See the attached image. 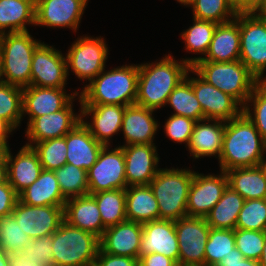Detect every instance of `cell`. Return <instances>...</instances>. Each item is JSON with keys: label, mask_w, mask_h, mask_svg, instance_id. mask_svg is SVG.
Segmentation results:
<instances>
[{"label": "cell", "mask_w": 266, "mask_h": 266, "mask_svg": "<svg viewBox=\"0 0 266 266\" xmlns=\"http://www.w3.org/2000/svg\"><path fill=\"white\" fill-rule=\"evenodd\" d=\"M191 66L184 60H175L171 54L159 62L138 64L136 105L157 110L166 106L168 96L186 77Z\"/></svg>", "instance_id": "6da1fadb"}, {"label": "cell", "mask_w": 266, "mask_h": 266, "mask_svg": "<svg viewBox=\"0 0 266 266\" xmlns=\"http://www.w3.org/2000/svg\"><path fill=\"white\" fill-rule=\"evenodd\" d=\"M265 153L266 141L246 114L225 122L220 170L259 166Z\"/></svg>", "instance_id": "7a4b0ae2"}, {"label": "cell", "mask_w": 266, "mask_h": 266, "mask_svg": "<svg viewBox=\"0 0 266 266\" xmlns=\"http://www.w3.org/2000/svg\"><path fill=\"white\" fill-rule=\"evenodd\" d=\"M138 65H122L105 69L82 89L80 105H122L136 103Z\"/></svg>", "instance_id": "3957f363"}, {"label": "cell", "mask_w": 266, "mask_h": 266, "mask_svg": "<svg viewBox=\"0 0 266 266\" xmlns=\"http://www.w3.org/2000/svg\"><path fill=\"white\" fill-rule=\"evenodd\" d=\"M194 170L160 169L149 183L157 199L160 219L176 221L187 216V200Z\"/></svg>", "instance_id": "277c9868"}, {"label": "cell", "mask_w": 266, "mask_h": 266, "mask_svg": "<svg viewBox=\"0 0 266 266\" xmlns=\"http://www.w3.org/2000/svg\"><path fill=\"white\" fill-rule=\"evenodd\" d=\"M42 42L29 31L0 34L3 82L21 88L30 86L33 53Z\"/></svg>", "instance_id": "5b68a950"}, {"label": "cell", "mask_w": 266, "mask_h": 266, "mask_svg": "<svg viewBox=\"0 0 266 266\" xmlns=\"http://www.w3.org/2000/svg\"><path fill=\"white\" fill-rule=\"evenodd\" d=\"M191 68L207 83L235 98L242 107L260 82L240 61H197Z\"/></svg>", "instance_id": "8992f818"}, {"label": "cell", "mask_w": 266, "mask_h": 266, "mask_svg": "<svg viewBox=\"0 0 266 266\" xmlns=\"http://www.w3.org/2000/svg\"><path fill=\"white\" fill-rule=\"evenodd\" d=\"M100 238L63 220L53 233V266H93Z\"/></svg>", "instance_id": "52a82bcc"}, {"label": "cell", "mask_w": 266, "mask_h": 266, "mask_svg": "<svg viewBox=\"0 0 266 266\" xmlns=\"http://www.w3.org/2000/svg\"><path fill=\"white\" fill-rule=\"evenodd\" d=\"M240 61L260 81L266 71V20L257 13H240Z\"/></svg>", "instance_id": "ba28073f"}, {"label": "cell", "mask_w": 266, "mask_h": 266, "mask_svg": "<svg viewBox=\"0 0 266 266\" xmlns=\"http://www.w3.org/2000/svg\"><path fill=\"white\" fill-rule=\"evenodd\" d=\"M108 45L105 39L100 37L81 36L72 43L67 51V74L69 69L80 79H95L106 67Z\"/></svg>", "instance_id": "9c48e42d"}, {"label": "cell", "mask_w": 266, "mask_h": 266, "mask_svg": "<svg viewBox=\"0 0 266 266\" xmlns=\"http://www.w3.org/2000/svg\"><path fill=\"white\" fill-rule=\"evenodd\" d=\"M178 238V266H205V246L210 226L203 217H182L175 221Z\"/></svg>", "instance_id": "30bf717a"}, {"label": "cell", "mask_w": 266, "mask_h": 266, "mask_svg": "<svg viewBox=\"0 0 266 266\" xmlns=\"http://www.w3.org/2000/svg\"><path fill=\"white\" fill-rule=\"evenodd\" d=\"M103 146L97 161L87 171L89 194L126 189L125 157L120 146Z\"/></svg>", "instance_id": "8fae6325"}, {"label": "cell", "mask_w": 266, "mask_h": 266, "mask_svg": "<svg viewBox=\"0 0 266 266\" xmlns=\"http://www.w3.org/2000/svg\"><path fill=\"white\" fill-rule=\"evenodd\" d=\"M64 56L58 49L42 42L33 53L30 85L65 88L68 74Z\"/></svg>", "instance_id": "7c38bea8"}, {"label": "cell", "mask_w": 266, "mask_h": 266, "mask_svg": "<svg viewBox=\"0 0 266 266\" xmlns=\"http://www.w3.org/2000/svg\"><path fill=\"white\" fill-rule=\"evenodd\" d=\"M227 186L225 171L220 170V175H204L195 171L188 192L187 216L205 218L221 199Z\"/></svg>", "instance_id": "4fadbf2b"}, {"label": "cell", "mask_w": 266, "mask_h": 266, "mask_svg": "<svg viewBox=\"0 0 266 266\" xmlns=\"http://www.w3.org/2000/svg\"><path fill=\"white\" fill-rule=\"evenodd\" d=\"M12 213L31 240L52 235L64 220V206H30L19 199Z\"/></svg>", "instance_id": "5bb4252c"}, {"label": "cell", "mask_w": 266, "mask_h": 266, "mask_svg": "<svg viewBox=\"0 0 266 266\" xmlns=\"http://www.w3.org/2000/svg\"><path fill=\"white\" fill-rule=\"evenodd\" d=\"M88 0H35V25L70 28L76 33Z\"/></svg>", "instance_id": "9a60e30c"}, {"label": "cell", "mask_w": 266, "mask_h": 266, "mask_svg": "<svg viewBox=\"0 0 266 266\" xmlns=\"http://www.w3.org/2000/svg\"><path fill=\"white\" fill-rule=\"evenodd\" d=\"M192 89L204 113V119L230 121L243 112L242 105L231 95L224 93L202 79L192 68ZM240 106V107H239Z\"/></svg>", "instance_id": "2e32d148"}, {"label": "cell", "mask_w": 266, "mask_h": 266, "mask_svg": "<svg viewBox=\"0 0 266 266\" xmlns=\"http://www.w3.org/2000/svg\"><path fill=\"white\" fill-rule=\"evenodd\" d=\"M74 100L73 98L57 112L32 119L25 131L28 140L26 144H36L47 139L63 137L80 123L81 113L75 114L72 107Z\"/></svg>", "instance_id": "e0dca14e"}, {"label": "cell", "mask_w": 266, "mask_h": 266, "mask_svg": "<svg viewBox=\"0 0 266 266\" xmlns=\"http://www.w3.org/2000/svg\"><path fill=\"white\" fill-rule=\"evenodd\" d=\"M128 186L149 185L155 178L160 157L154 144L122 145Z\"/></svg>", "instance_id": "ac0fdd59"}, {"label": "cell", "mask_w": 266, "mask_h": 266, "mask_svg": "<svg viewBox=\"0 0 266 266\" xmlns=\"http://www.w3.org/2000/svg\"><path fill=\"white\" fill-rule=\"evenodd\" d=\"M240 60V13L231 21L217 24L205 57L186 58L192 66L197 61L231 62Z\"/></svg>", "instance_id": "d6986e66"}, {"label": "cell", "mask_w": 266, "mask_h": 266, "mask_svg": "<svg viewBox=\"0 0 266 266\" xmlns=\"http://www.w3.org/2000/svg\"><path fill=\"white\" fill-rule=\"evenodd\" d=\"M125 107L122 105H80L81 121L91 135L104 146H111L110 139L121 131ZM91 115V122L84 121Z\"/></svg>", "instance_id": "ffe728a7"}, {"label": "cell", "mask_w": 266, "mask_h": 266, "mask_svg": "<svg viewBox=\"0 0 266 266\" xmlns=\"http://www.w3.org/2000/svg\"><path fill=\"white\" fill-rule=\"evenodd\" d=\"M22 90L23 116L25 114L29 116L27 124L35 117L63 109L73 98L79 95L76 90L72 94H68L64 88L36 87L33 85L24 87Z\"/></svg>", "instance_id": "44dd1931"}, {"label": "cell", "mask_w": 266, "mask_h": 266, "mask_svg": "<svg viewBox=\"0 0 266 266\" xmlns=\"http://www.w3.org/2000/svg\"><path fill=\"white\" fill-rule=\"evenodd\" d=\"M160 253L178 264L179 245L175 221L158 219L143 224L140 256Z\"/></svg>", "instance_id": "7402d4cb"}, {"label": "cell", "mask_w": 266, "mask_h": 266, "mask_svg": "<svg viewBox=\"0 0 266 266\" xmlns=\"http://www.w3.org/2000/svg\"><path fill=\"white\" fill-rule=\"evenodd\" d=\"M143 224L124 221L107 227L100 238V249L108 254L139 259Z\"/></svg>", "instance_id": "603a6c76"}, {"label": "cell", "mask_w": 266, "mask_h": 266, "mask_svg": "<svg viewBox=\"0 0 266 266\" xmlns=\"http://www.w3.org/2000/svg\"><path fill=\"white\" fill-rule=\"evenodd\" d=\"M13 157L8 146L5 149L8 183L19 195L38 179L43 168L37 153L30 146L23 145Z\"/></svg>", "instance_id": "cb8c5ba5"}, {"label": "cell", "mask_w": 266, "mask_h": 266, "mask_svg": "<svg viewBox=\"0 0 266 266\" xmlns=\"http://www.w3.org/2000/svg\"><path fill=\"white\" fill-rule=\"evenodd\" d=\"M155 110L148 109L136 104L126 106L122 121L125 143L132 144H155L154 136L160 124L154 119Z\"/></svg>", "instance_id": "d4e9b609"}, {"label": "cell", "mask_w": 266, "mask_h": 266, "mask_svg": "<svg viewBox=\"0 0 266 266\" xmlns=\"http://www.w3.org/2000/svg\"><path fill=\"white\" fill-rule=\"evenodd\" d=\"M64 138L66 139V163L88 171L97 161L103 148L82 123H78Z\"/></svg>", "instance_id": "484cf974"}, {"label": "cell", "mask_w": 266, "mask_h": 266, "mask_svg": "<svg viewBox=\"0 0 266 266\" xmlns=\"http://www.w3.org/2000/svg\"><path fill=\"white\" fill-rule=\"evenodd\" d=\"M205 122V123H204ZM225 121L202 119L195 122L192 135L188 143V151L195 159L215 156L220 158L222 151Z\"/></svg>", "instance_id": "4316f807"}, {"label": "cell", "mask_w": 266, "mask_h": 266, "mask_svg": "<svg viewBox=\"0 0 266 266\" xmlns=\"http://www.w3.org/2000/svg\"><path fill=\"white\" fill-rule=\"evenodd\" d=\"M64 220L99 238L102 237L106 229L96 200L90 194L67 199L64 206Z\"/></svg>", "instance_id": "83f0119b"}, {"label": "cell", "mask_w": 266, "mask_h": 266, "mask_svg": "<svg viewBox=\"0 0 266 266\" xmlns=\"http://www.w3.org/2000/svg\"><path fill=\"white\" fill-rule=\"evenodd\" d=\"M19 200L30 206H65L55 172L42 170L38 179L19 195Z\"/></svg>", "instance_id": "f1b7e54d"}, {"label": "cell", "mask_w": 266, "mask_h": 266, "mask_svg": "<svg viewBox=\"0 0 266 266\" xmlns=\"http://www.w3.org/2000/svg\"><path fill=\"white\" fill-rule=\"evenodd\" d=\"M128 221L147 223L160 219L159 206L149 185H133L125 189Z\"/></svg>", "instance_id": "f546056e"}, {"label": "cell", "mask_w": 266, "mask_h": 266, "mask_svg": "<svg viewBox=\"0 0 266 266\" xmlns=\"http://www.w3.org/2000/svg\"><path fill=\"white\" fill-rule=\"evenodd\" d=\"M228 186L245 200L266 199V175L260 166L225 171Z\"/></svg>", "instance_id": "4dcf8cb0"}, {"label": "cell", "mask_w": 266, "mask_h": 266, "mask_svg": "<svg viewBox=\"0 0 266 266\" xmlns=\"http://www.w3.org/2000/svg\"><path fill=\"white\" fill-rule=\"evenodd\" d=\"M30 24L35 25V0H0V34L25 32Z\"/></svg>", "instance_id": "1f68e13d"}, {"label": "cell", "mask_w": 266, "mask_h": 266, "mask_svg": "<svg viewBox=\"0 0 266 266\" xmlns=\"http://www.w3.org/2000/svg\"><path fill=\"white\" fill-rule=\"evenodd\" d=\"M245 199L229 186L224 190L221 199L205 217L207 224L215 229L235 230L238 214Z\"/></svg>", "instance_id": "d6a6232c"}, {"label": "cell", "mask_w": 266, "mask_h": 266, "mask_svg": "<svg viewBox=\"0 0 266 266\" xmlns=\"http://www.w3.org/2000/svg\"><path fill=\"white\" fill-rule=\"evenodd\" d=\"M189 73L191 68L187 71L186 77L170 93L166 105L174 109L172 115L184 116L197 122L204 119V113L192 89V77L188 76Z\"/></svg>", "instance_id": "836d02e7"}, {"label": "cell", "mask_w": 266, "mask_h": 266, "mask_svg": "<svg viewBox=\"0 0 266 266\" xmlns=\"http://www.w3.org/2000/svg\"><path fill=\"white\" fill-rule=\"evenodd\" d=\"M98 205L103 225L107 228L127 220L125 189L90 194Z\"/></svg>", "instance_id": "e575fe53"}, {"label": "cell", "mask_w": 266, "mask_h": 266, "mask_svg": "<svg viewBox=\"0 0 266 266\" xmlns=\"http://www.w3.org/2000/svg\"><path fill=\"white\" fill-rule=\"evenodd\" d=\"M23 90L21 87L8 83L0 84V119L13 131L23 120Z\"/></svg>", "instance_id": "d590c367"}, {"label": "cell", "mask_w": 266, "mask_h": 266, "mask_svg": "<svg viewBox=\"0 0 266 266\" xmlns=\"http://www.w3.org/2000/svg\"><path fill=\"white\" fill-rule=\"evenodd\" d=\"M191 6L193 18L211 21L216 24L233 20L237 16L231 0H193Z\"/></svg>", "instance_id": "8d00e7d4"}, {"label": "cell", "mask_w": 266, "mask_h": 266, "mask_svg": "<svg viewBox=\"0 0 266 266\" xmlns=\"http://www.w3.org/2000/svg\"><path fill=\"white\" fill-rule=\"evenodd\" d=\"M62 195L66 199L89 194L87 171L66 163L54 170Z\"/></svg>", "instance_id": "74e56055"}, {"label": "cell", "mask_w": 266, "mask_h": 266, "mask_svg": "<svg viewBox=\"0 0 266 266\" xmlns=\"http://www.w3.org/2000/svg\"><path fill=\"white\" fill-rule=\"evenodd\" d=\"M235 247L234 230L210 227L205 246V266H217Z\"/></svg>", "instance_id": "f35d334b"}, {"label": "cell", "mask_w": 266, "mask_h": 266, "mask_svg": "<svg viewBox=\"0 0 266 266\" xmlns=\"http://www.w3.org/2000/svg\"><path fill=\"white\" fill-rule=\"evenodd\" d=\"M217 24L193 18V25L181 33L185 50L205 56L210 47Z\"/></svg>", "instance_id": "ab89813d"}, {"label": "cell", "mask_w": 266, "mask_h": 266, "mask_svg": "<svg viewBox=\"0 0 266 266\" xmlns=\"http://www.w3.org/2000/svg\"><path fill=\"white\" fill-rule=\"evenodd\" d=\"M25 145L37 153L44 170L54 171L66 164L67 145L64 136Z\"/></svg>", "instance_id": "60d3db41"}, {"label": "cell", "mask_w": 266, "mask_h": 266, "mask_svg": "<svg viewBox=\"0 0 266 266\" xmlns=\"http://www.w3.org/2000/svg\"><path fill=\"white\" fill-rule=\"evenodd\" d=\"M30 238L17 223L13 213L0 217V247L8 254L21 252Z\"/></svg>", "instance_id": "b9f144b4"}, {"label": "cell", "mask_w": 266, "mask_h": 266, "mask_svg": "<svg viewBox=\"0 0 266 266\" xmlns=\"http://www.w3.org/2000/svg\"><path fill=\"white\" fill-rule=\"evenodd\" d=\"M243 113L253 122L261 137L266 141V81L259 82L254 87L243 106Z\"/></svg>", "instance_id": "7bdbcfd3"}, {"label": "cell", "mask_w": 266, "mask_h": 266, "mask_svg": "<svg viewBox=\"0 0 266 266\" xmlns=\"http://www.w3.org/2000/svg\"><path fill=\"white\" fill-rule=\"evenodd\" d=\"M236 228L266 231V199L245 200L238 214Z\"/></svg>", "instance_id": "ee69618b"}, {"label": "cell", "mask_w": 266, "mask_h": 266, "mask_svg": "<svg viewBox=\"0 0 266 266\" xmlns=\"http://www.w3.org/2000/svg\"><path fill=\"white\" fill-rule=\"evenodd\" d=\"M235 246L241 254L251 260L259 261L266 241V231L234 230Z\"/></svg>", "instance_id": "f6af8a7d"}, {"label": "cell", "mask_w": 266, "mask_h": 266, "mask_svg": "<svg viewBox=\"0 0 266 266\" xmlns=\"http://www.w3.org/2000/svg\"><path fill=\"white\" fill-rule=\"evenodd\" d=\"M53 234L32 239L21 253L36 266H53Z\"/></svg>", "instance_id": "bcb514c9"}, {"label": "cell", "mask_w": 266, "mask_h": 266, "mask_svg": "<svg viewBox=\"0 0 266 266\" xmlns=\"http://www.w3.org/2000/svg\"><path fill=\"white\" fill-rule=\"evenodd\" d=\"M195 122L196 121L191 118L171 115L165 122V134L174 142L185 143L187 147Z\"/></svg>", "instance_id": "7dc6e473"}, {"label": "cell", "mask_w": 266, "mask_h": 266, "mask_svg": "<svg viewBox=\"0 0 266 266\" xmlns=\"http://www.w3.org/2000/svg\"><path fill=\"white\" fill-rule=\"evenodd\" d=\"M93 266H139V259L127 256L111 255L99 249Z\"/></svg>", "instance_id": "c3c4849f"}, {"label": "cell", "mask_w": 266, "mask_h": 266, "mask_svg": "<svg viewBox=\"0 0 266 266\" xmlns=\"http://www.w3.org/2000/svg\"><path fill=\"white\" fill-rule=\"evenodd\" d=\"M18 199V194L8 181L0 184V217L12 213Z\"/></svg>", "instance_id": "681fc988"}, {"label": "cell", "mask_w": 266, "mask_h": 266, "mask_svg": "<svg viewBox=\"0 0 266 266\" xmlns=\"http://www.w3.org/2000/svg\"><path fill=\"white\" fill-rule=\"evenodd\" d=\"M217 266H261L259 261L245 258L235 247Z\"/></svg>", "instance_id": "f907efd6"}, {"label": "cell", "mask_w": 266, "mask_h": 266, "mask_svg": "<svg viewBox=\"0 0 266 266\" xmlns=\"http://www.w3.org/2000/svg\"><path fill=\"white\" fill-rule=\"evenodd\" d=\"M139 266H178V264L163 254L151 253L139 257Z\"/></svg>", "instance_id": "816d5d0a"}, {"label": "cell", "mask_w": 266, "mask_h": 266, "mask_svg": "<svg viewBox=\"0 0 266 266\" xmlns=\"http://www.w3.org/2000/svg\"><path fill=\"white\" fill-rule=\"evenodd\" d=\"M266 0H235L234 9L237 13H257Z\"/></svg>", "instance_id": "f5cc1de1"}, {"label": "cell", "mask_w": 266, "mask_h": 266, "mask_svg": "<svg viewBox=\"0 0 266 266\" xmlns=\"http://www.w3.org/2000/svg\"><path fill=\"white\" fill-rule=\"evenodd\" d=\"M13 132V130L3 121L0 119V146L5 150L8 145V137Z\"/></svg>", "instance_id": "db71d44e"}, {"label": "cell", "mask_w": 266, "mask_h": 266, "mask_svg": "<svg viewBox=\"0 0 266 266\" xmlns=\"http://www.w3.org/2000/svg\"><path fill=\"white\" fill-rule=\"evenodd\" d=\"M12 266H36L27 260L25 255L21 252L11 254Z\"/></svg>", "instance_id": "11a10c76"}, {"label": "cell", "mask_w": 266, "mask_h": 266, "mask_svg": "<svg viewBox=\"0 0 266 266\" xmlns=\"http://www.w3.org/2000/svg\"><path fill=\"white\" fill-rule=\"evenodd\" d=\"M8 181L7 176V163L5 159V150L0 155V184L6 183Z\"/></svg>", "instance_id": "9f6ffc18"}, {"label": "cell", "mask_w": 266, "mask_h": 266, "mask_svg": "<svg viewBox=\"0 0 266 266\" xmlns=\"http://www.w3.org/2000/svg\"><path fill=\"white\" fill-rule=\"evenodd\" d=\"M0 266H12L11 254H8L0 247Z\"/></svg>", "instance_id": "6f0895ef"}, {"label": "cell", "mask_w": 266, "mask_h": 266, "mask_svg": "<svg viewBox=\"0 0 266 266\" xmlns=\"http://www.w3.org/2000/svg\"><path fill=\"white\" fill-rule=\"evenodd\" d=\"M259 263L261 266H266V241H265V244H264V247H263V252H262V255L259 259Z\"/></svg>", "instance_id": "680465c9"}, {"label": "cell", "mask_w": 266, "mask_h": 266, "mask_svg": "<svg viewBox=\"0 0 266 266\" xmlns=\"http://www.w3.org/2000/svg\"><path fill=\"white\" fill-rule=\"evenodd\" d=\"M257 14L266 20V1L264 5L260 8V10L257 12Z\"/></svg>", "instance_id": "91938a15"}, {"label": "cell", "mask_w": 266, "mask_h": 266, "mask_svg": "<svg viewBox=\"0 0 266 266\" xmlns=\"http://www.w3.org/2000/svg\"><path fill=\"white\" fill-rule=\"evenodd\" d=\"M266 157L264 156L259 164L260 168L263 170L264 174L266 175Z\"/></svg>", "instance_id": "94428289"}, {"label": "cell", "mask_w": 266, "mask_h": 266, "mask_svg": "<svg viewBox=\"0 0 266 266\" xmlns=\"http://www.w3.org/2000/svg\"><path fill=\"white\" fill-rule=\"evenodd\" d=\"M178 3L182 5L188 6L193 0H176Z\"/></svg>", "instance_id": "6125c7cd"}, {"label": "cell", "mask_w": 266, "mask_h": 266, "mask_svg": "<svg viewBox=\"0 0 266 266\" xmlns=\"http://www.w3.org/2000/svg\"><path fill=\"white\" fill-rule=\"evenodd\" d=\"M3 83V74H2V65H1V57H0V84Z\"/></svg>", "instance_id": "be15d7a7"}, {"label": "cell", "mask_w": 266, "mask_h": 266, "mask_svg": "<svg viewBox=\"0 0 266 266\" xmlns=\"http://www.w3.org/2000/svg\"><path fill=\"white\" fill-rule=\"evenodd\" d=\"M4 152V149L0 146V155Z\"/></svg>", "instance_id": "e7e4bbea"}]
</instances>
